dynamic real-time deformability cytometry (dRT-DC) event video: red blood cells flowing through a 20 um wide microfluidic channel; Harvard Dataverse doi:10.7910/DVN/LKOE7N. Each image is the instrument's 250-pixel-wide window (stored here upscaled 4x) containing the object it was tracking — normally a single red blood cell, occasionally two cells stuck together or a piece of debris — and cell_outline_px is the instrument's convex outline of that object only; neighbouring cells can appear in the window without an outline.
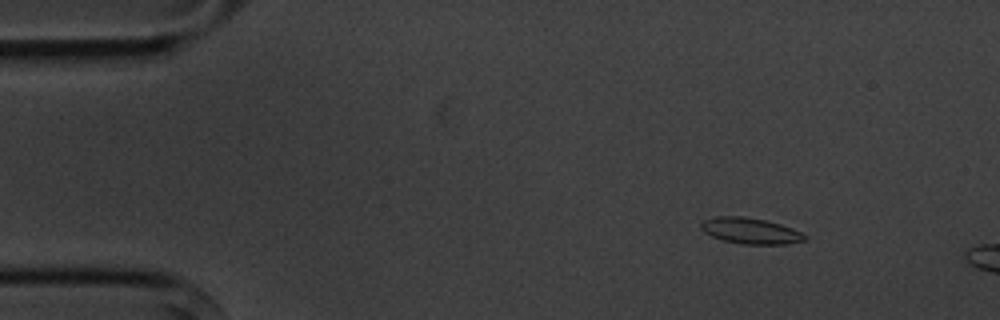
{"species": "common noctule bat (a hibernating species)", "species_latin": "Nyctalus noctula", "temperature_condition": "cold", "stored_images_in_passage": 3, "camera_frame_rate_fps": 3000, "um_per_image_px": 0.085, "animal": {"sex": "male", "body_mass_g": 20.1, "forearm_length_mm": 53.5}, "frame": {"image": 1, "passage_image": 1, "time_ms": 0.0, "image_size_px": [1000, 320], "cell_outline_px": [[808, 236], [804, 240], [788, 244], [744, 244], [720, 240], [704, 232], [700, 228], [700, 224], [704, 220], [716, 216], [744, 216], [764, 220], [780, 224], [792, 228]], "centroid_in_image_um": [63.76, 19.62], "position_along_channel_um": 21.2, "area_um2": 15.72}}